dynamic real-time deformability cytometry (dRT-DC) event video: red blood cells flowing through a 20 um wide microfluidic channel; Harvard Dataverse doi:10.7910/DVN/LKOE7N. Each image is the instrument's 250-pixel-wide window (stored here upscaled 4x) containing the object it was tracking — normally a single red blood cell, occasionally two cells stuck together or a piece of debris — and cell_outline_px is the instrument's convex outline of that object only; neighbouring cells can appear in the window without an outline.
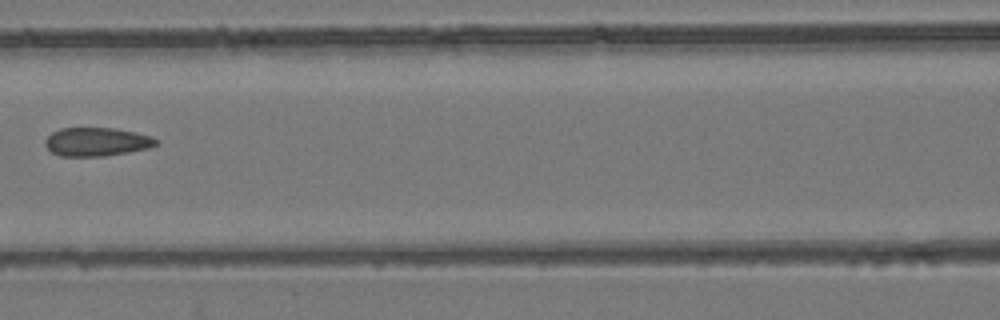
{"species": "common noctule bat (a hibernating species)", "species_latin": "Nyctalus noctula", "temperature_condition": "room temperature", "stored_images_in_passage": 7, "camera_frame_rate_fps": 3000, "um_per_image_px": 0.085, "animal": {"sex": "female", "body_mass_g": 24.6, "forearm_length_mm": 56.2}, "frame": {"image": 1, "passage_image": 6, "time_ms": 1.667, "image_size_px": [1000, 320], "cell_outline_px": [[160, 144], [148, 148], [128, 152], [104, 156], [60, 156], [52, 152], [44, 144], [44, 140], [52, 132], [60, 128], [116, 128], [136, 132], [152, 136], [160, 140]], "centroid_in_image_um": [8.25, 12.05], "position_along_channel_um": 158.3, "area_um2": 18.67}}
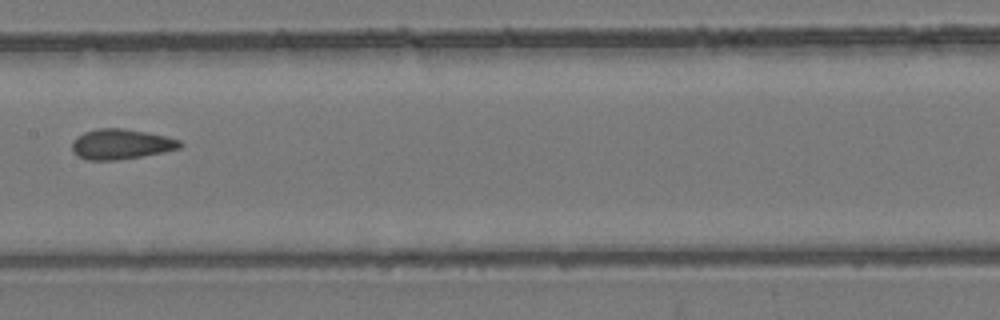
{"frame": {"image": 2, "passage_image": 7, "time_ms": 2.0, "image_size_px": [1000, 320], "cell_outline_px": [[184, 144], [180, 148], [164, 152], [116, 160], [88, 160], [76, 156], [72, 152], [72, 140], [76, 136], [84, 132], [96, 128], [124, 128], [148, 132], [180, 140]], "centroid_in_image_um": [10.25, 12.24], "position_along_channel_um": 197.1, "area_um2": 19.19}}